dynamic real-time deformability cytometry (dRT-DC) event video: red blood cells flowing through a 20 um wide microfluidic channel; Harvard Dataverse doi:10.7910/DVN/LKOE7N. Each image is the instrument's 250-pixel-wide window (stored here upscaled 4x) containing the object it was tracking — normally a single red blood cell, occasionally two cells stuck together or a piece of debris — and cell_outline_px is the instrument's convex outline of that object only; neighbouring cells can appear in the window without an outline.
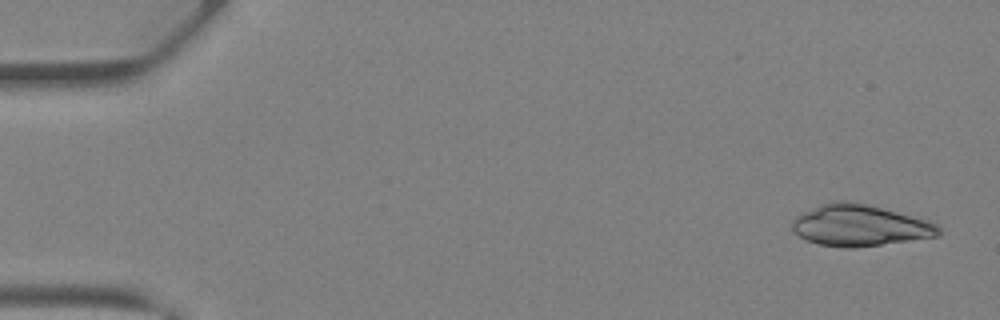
{"species": "Egyptian fruit bat (a non-hibernating species)", "species_latin": "Rousettus aegyptiacus", "temperature_condition": "warm", "stored_images_in_passage": 40, "camera_frame_rate_fps": 3000, "um_per_image_px": 0.085, "animal": {"sex": "female"}, "frame": {"image": 1, "passage_image": 2, "time_ms": 0.333, "image_size_px": [1000, 320], "cell_outline_px": [[940, 236], [852, 248], [844, 248], [820, 244], [804, 240], [792, 232], [792, 220], [796, 216], [820, 204], [844, 200], [864, 204], [896, 212], [924, 220], [936, 224], [940, 228]], "centroid_in_image_um": [73.02, 19.18], "position_along_channel_um": 12.0, "area_um2": 34.8}}